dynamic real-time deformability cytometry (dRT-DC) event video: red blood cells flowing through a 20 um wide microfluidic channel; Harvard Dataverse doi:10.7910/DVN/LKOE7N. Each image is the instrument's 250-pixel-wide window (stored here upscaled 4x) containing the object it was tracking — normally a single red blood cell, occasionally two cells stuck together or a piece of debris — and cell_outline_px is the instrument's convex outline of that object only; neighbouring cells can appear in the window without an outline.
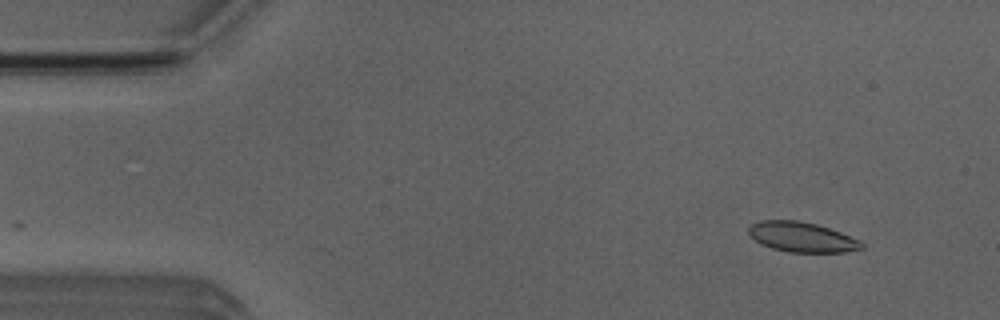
{"species": "Egyptian fruit bat (a non-hibernating species)", "species_latin": "Rousettus aegyptiacus", "temperature_condition": "room temperature", "stored_images_in_passage": 49, "camera_frame_rate_fps": 3000, "um_per_image_px": 0.085, "animal": {"sex": "male"}, "frame": {"image": 1, "passage_image": 1, "time_ms": 0.0, "image_size_px": [1000, 320], "cell_outline_px": [[864, 248], [844, 252], [788, 252], [772, 248], [760, 244], [748, 232], [748, 228], [752, 224], [760, 220], [800, 220], [816, 224], [840, 232], [860, 240], [864, 244]], "centroid_in_image_um": [68.16, 20.15], "position_along_channel_um": 16.8, "area_um2": 19.71}}
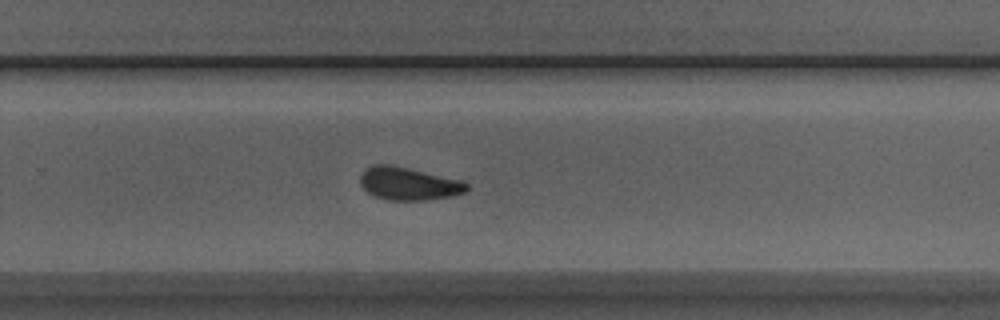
{"frame": {"image": 2, "passage_image": 30, "time_ms": 9.667, "image_size_px": [1000, 320], "cell_outline_px": [[468, 188], [464, 192], [452, 196], [428, 200], [388, 200], [376, 196], [368, 192], [360, 184], [360, 176], [364, 168], [372, 164], [388, 164], [408, 168], [460, 180], [468, 184]], "centroid_in_image_um": [34.69, 15.61], "position_along_channel_um": 295.1, "area_um2": 20.29}}
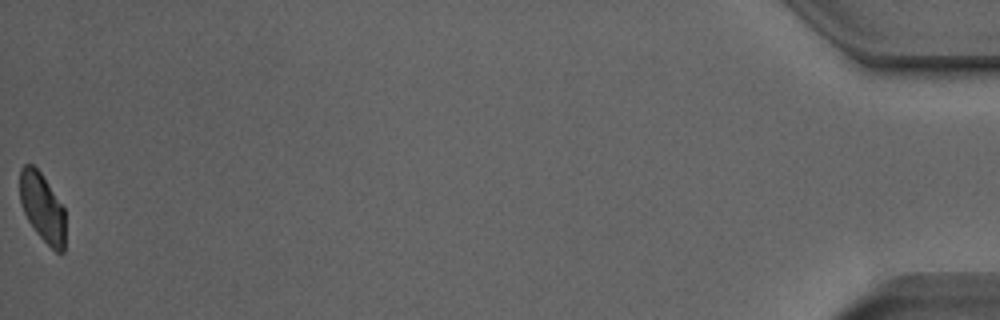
{"frame": {"image": 3, "passage_image": 49, "time_ms": 16.0, "image_size_px": [1000, 320], "cell_outline_px": [[64, 252], [56, 252], [36, 232], [28, 220], [24, 212], [20, 200], [20, 168], [24, 164], [32, 164], [40, 172], [64, 208]], "centroid_in_image_um": [3.58, 17.62], "position_along_channel_um": 431.6, "area_um2": 17.86}, "authors_computed_cell_mechanics": {"area_um2": 20.4612, "velocity_mm_per_s": 3.8485, "shape_relaxation_time_tau1_ms": 4.4062, "shape_relaxation_time_tau2_ms": 2.0437, "deformation_change_tau1": 0.1158, "deformation_change_tau2": 0.0715}}